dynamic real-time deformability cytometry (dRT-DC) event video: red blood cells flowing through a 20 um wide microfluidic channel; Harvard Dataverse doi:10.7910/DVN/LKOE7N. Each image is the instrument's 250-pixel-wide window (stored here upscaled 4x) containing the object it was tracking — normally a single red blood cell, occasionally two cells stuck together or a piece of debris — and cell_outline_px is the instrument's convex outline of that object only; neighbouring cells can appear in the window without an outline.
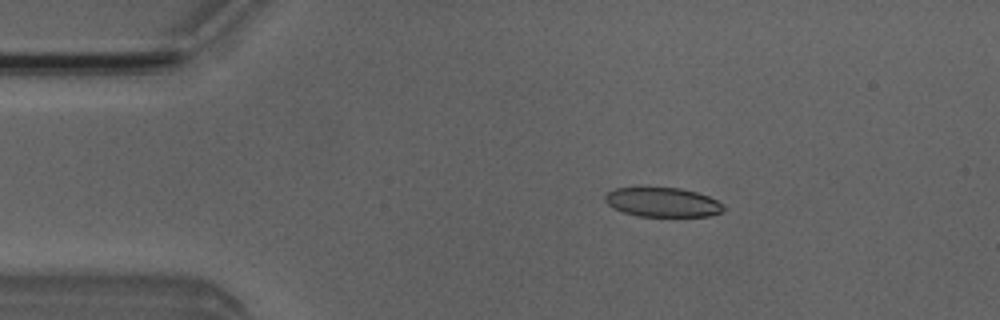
{"species": "Egyptian fruit bat (a non-hibernating species)", "species_latin": "Rousettus aegyptiacus", "temperature_condition": "room temperature", "stored_images_in_passage": 8, "camera_frame_rate_fps": 3000, "um_per_image_px": 0.085, "animal": {"sex": "male"}, "frame": {"image": 1, "passage_image": 2, "time_ms": 1.333, "image_size_px": [1000, 320], "cell_outline_px": [[724, 208], [720, 212], [708, 216], [640, 216], [624, 212], [608, 204], [604, 200], [604, 196], [608, 192], [616, 188], [640, 184], [680, 188], [696, 192], [708, 196], [724, 204]], "centroid_in_image_um": [56.27, 17.13], "position_along_channel_um": 28.7, "area_um2": 20.87}}
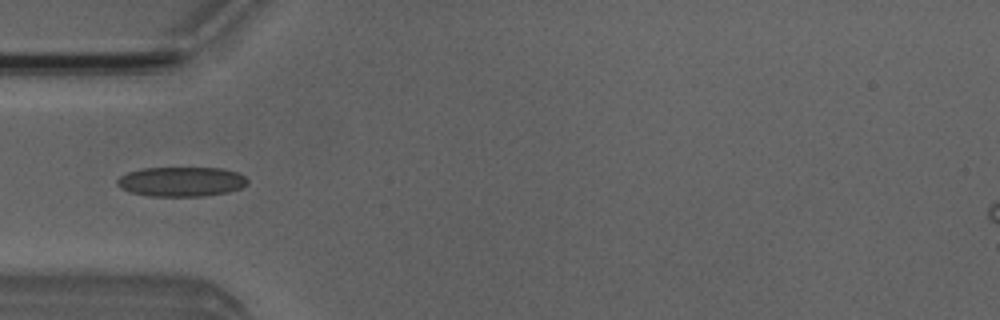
{"frame": {"image": 2, "passage_image": 4, "time_ms": 3.667, "image_size_px": [1000, 320], "cell_outline_px": [[248, 184], [240, 188], [228, 192], [204, 196], [148, 196], [132, 192], [120, 188], [116, 184], [116, 180], [120, 176], [128, 172], [140, 168], [224, 168], [236, 172], [244, 176], [248, 180]], "centroid_in_image_um": [15.4, 15.44], "position_along_channel_um": 69.6, "area_um2": 22.6}}
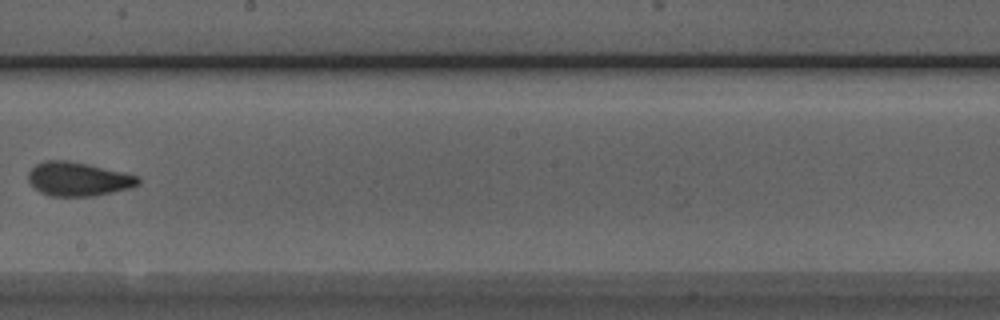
{"frame": {"image": 3, "passage_image": 8, "time_ms": 8.0, "image_size_px": [1000, 320], "cell_outline_px": [[140, 184], [132, 188], [92, 196], [48, 196], [40, 192], [28, 180], [28, 172], [36, 164], [44, 160], [68, 160], [88, 164], [124, 172], [140, 176]], "centroid_in_image_um": [6.67, 15.21], "position_along_channel_um": 241.5, "area_um2": 21.85}}